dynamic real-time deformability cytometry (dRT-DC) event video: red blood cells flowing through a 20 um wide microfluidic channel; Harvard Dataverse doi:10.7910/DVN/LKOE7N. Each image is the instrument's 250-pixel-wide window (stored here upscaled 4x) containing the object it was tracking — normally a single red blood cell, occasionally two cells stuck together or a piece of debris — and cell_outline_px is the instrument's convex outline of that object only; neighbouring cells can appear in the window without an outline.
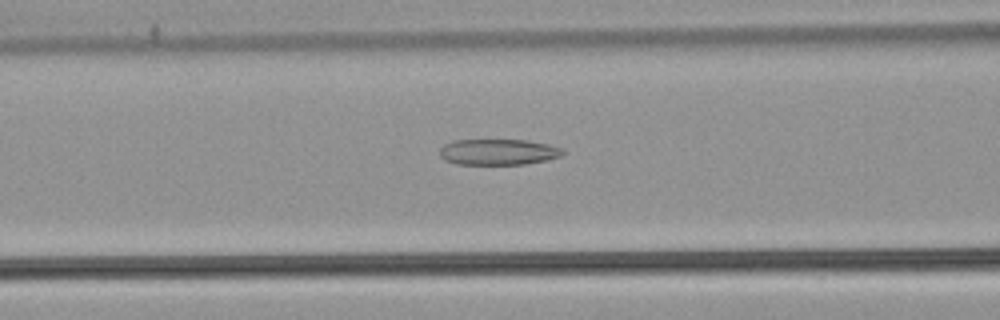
{"species": "common noctule bat (a hibernating species)", "species_latin": "Nyctalus noctula", "temperature_condition": "warm", "stored_images_in_passage": 47, "camera_frame_rate_fps": 3000, "um_per_image_px": 0.085, "animal": {"sex": "male", "body_mass_g": 21.5, "forearm_length_mm": 52.0}, "frame": {"image": 1, "passage_image": 16, "time_ms": 5.0, "image_size_px": [1000, 320], "cell_outline_px": [[564, 152], [560, 156], [548, 160], [524, 164], [456, 164], [444, 160], [440, 156], [440, 148], [444, 144], [452, 140], [528, 140], [548, 144], [564, 148]], "centroid_in_image_um": [42.35, 12.91], "position_along_channel_um": 124.3, "area_um2": 18.73}}
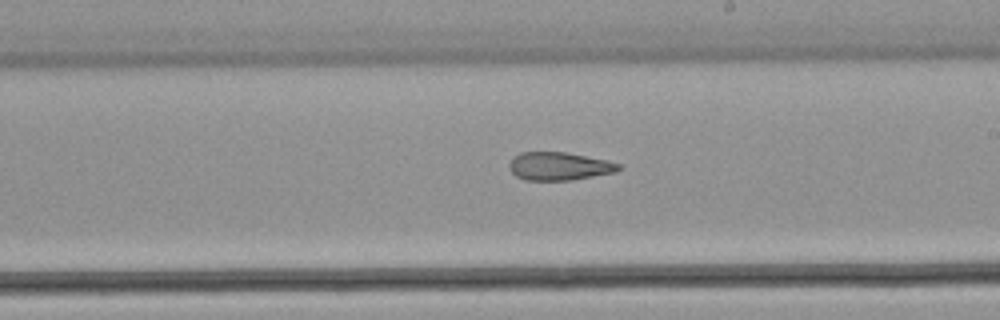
{"frame": {"image": 2, "passage_image": 25, "time_ms": 8.0, "image_size_px": [1000, 320], "cell_outline_px": [[620, 168], [616, 172], [572, 180], [524, 180], [516, 176], [508, 168], [508, 164], [512, 156], [520, 152], [564, 152], [608, 160], [620, 164]], "centroid_in_image_um": [47.49, 14.12], "position_along_channel_um": 241.5, "area_um2": 18.03}}
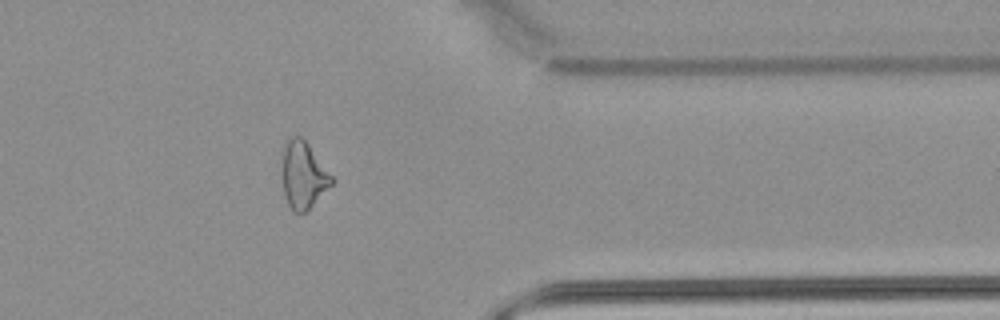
{"frame": {"image": 3, "passage_image": 37, "time_ms": 12.0, "image_size_px": [1000, 320], "cell_outline_px": [[336, 180], [304, 212], [292, 212], [288, 204], [284, 192], [284, 148], [288, 140], [292, 136], [300, 136], [308, 144]], "centroid_in_image_um": [25.82, 14.89], "position_along_channel_um": 385.6, "area_um2": 18.55}, "authors_computed_cell_mechanics": {"area_um2": 20.2878, "velocity_mm_per_s": 3.9078, "shape_relaxation_time_tau1_ms": null, "shape_relaxation_time_tau2_ms": 3.1676, "deformation_change_tau1": null, "deformation_change_tau2": 0.1294}}